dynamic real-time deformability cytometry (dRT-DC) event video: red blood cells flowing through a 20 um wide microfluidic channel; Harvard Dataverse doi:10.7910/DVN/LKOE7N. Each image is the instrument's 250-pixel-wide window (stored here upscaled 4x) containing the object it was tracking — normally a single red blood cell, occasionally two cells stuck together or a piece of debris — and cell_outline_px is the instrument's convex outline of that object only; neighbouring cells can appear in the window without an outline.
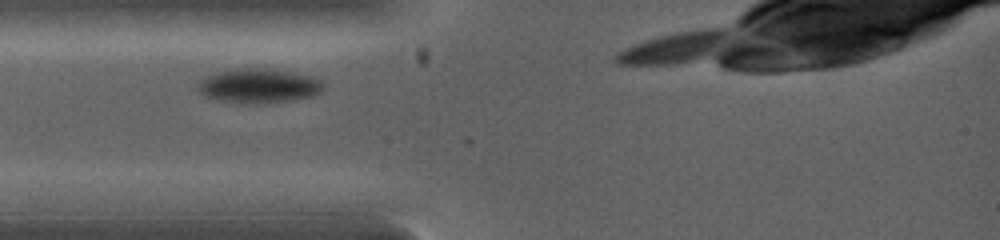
{"species": "common noctule bat (a hibernating species)", "species_latin": "Nyctalus noctula", "temperature_condition": "warm", "stored_images_in_passage": 2, "camera_frame_rate_fps": 5000, "um_per_image_px": 0.085, "animal": {"sex": "female", "body_mass_g": 19.0, "forearm_length_mm": 53.3}, "frame": {"image": 1, "passage_image": 1, "time_ms": 0.0, "image_size_px": [1000, 240], "cell_outline_px": [[320, 92], [312, 96], [276, 104], [260, 104], [224, 100], [204, 96], [200, 92], [200, 84], [208, 76], [220, 72], [236, 68], [264, 68], [292, 72], [312, 76], [320, 80]], "centroid_in_image_um": [22.06, 7.3], "position_along_channel_um": 62.9, "area_um2": 24.62}}